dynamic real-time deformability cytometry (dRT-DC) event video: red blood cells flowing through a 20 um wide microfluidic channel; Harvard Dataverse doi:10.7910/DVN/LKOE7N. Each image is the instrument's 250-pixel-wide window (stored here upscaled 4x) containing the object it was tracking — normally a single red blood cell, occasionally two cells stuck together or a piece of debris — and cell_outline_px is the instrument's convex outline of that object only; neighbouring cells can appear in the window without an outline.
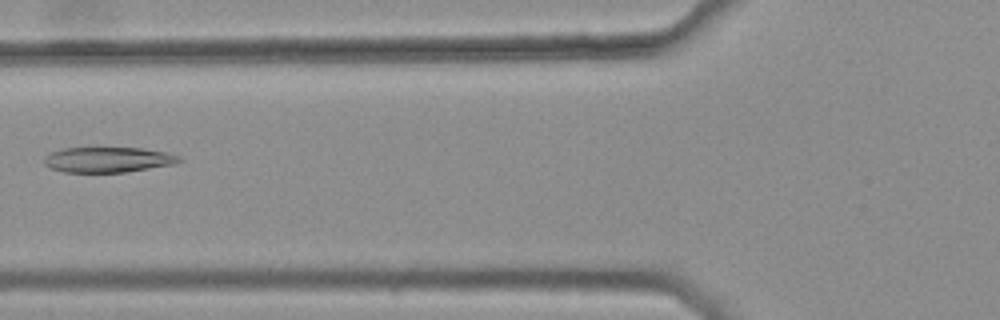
{"species": "common noctule bat (a hibernating species)", "species_latin": "Nyctalus noctula", "temperature_condition": "warm", "stored_images_in_passage": 3, "camera_frame_rate_fps": 3000, "um_per_image_px": 0.085, "animal": {"sex": "female", "body_mass_g": 25.1}, "frame": {"image": 1, "passage_image": 3, "time_ms": 0.667, "image_size_px": [1000, 320], "cell_outline_px": [[184, 160], [172, 164], [124, 172], [64, 172], [52, 168], [44, 164], [44, 156], [52, 152], [64, 148], [140, 148], [164, 152], [180, 156]], "centroid_in_image_um": [9.16, 13.57], "position_along_channel_um": 116.6, "area_um2": 19.65}}